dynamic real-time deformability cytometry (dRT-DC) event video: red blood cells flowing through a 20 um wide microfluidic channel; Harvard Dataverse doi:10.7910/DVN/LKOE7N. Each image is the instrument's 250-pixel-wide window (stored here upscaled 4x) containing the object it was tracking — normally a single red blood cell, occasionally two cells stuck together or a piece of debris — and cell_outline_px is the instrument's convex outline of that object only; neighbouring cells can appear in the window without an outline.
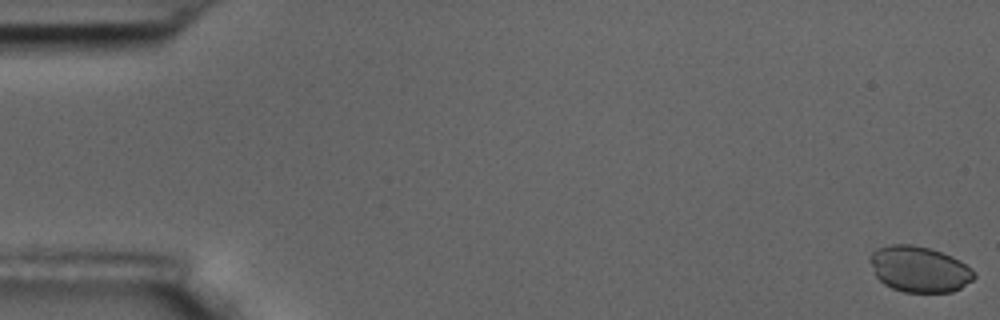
{"species": "common noctule bat (a hibernating species)", "species_latin": "Nyctalus noctula", "temperature_condition": "room temperature", "stored_images_in_passage": 57, "camera_frame_rate_fps": 3000, "um_per_image_px": 0.085, "animal": {"sex": "male", "body_mass_g": 17.5, "forearm_length_mm": 52.3}, "frame": {"image": 1, "passage_image": 1, "time_ms": 0.0, "image_size_px": [1000, 320], "cell_outline_px": [[976, 276], [972, 280], [960, 288], [952, 292], [904, 292], [892, 288], [884, 284], [876, 276], [868, 260], [868, 256], [876, 248], [892, 244], [912, 244], [928, 248], [952, 256], [960, 260], [972, 268], [976, 272]], "centroid_in_image_um": [78.13, 22.87], "position_along_channel_um": 6.9, "area_um2": 28.03}}
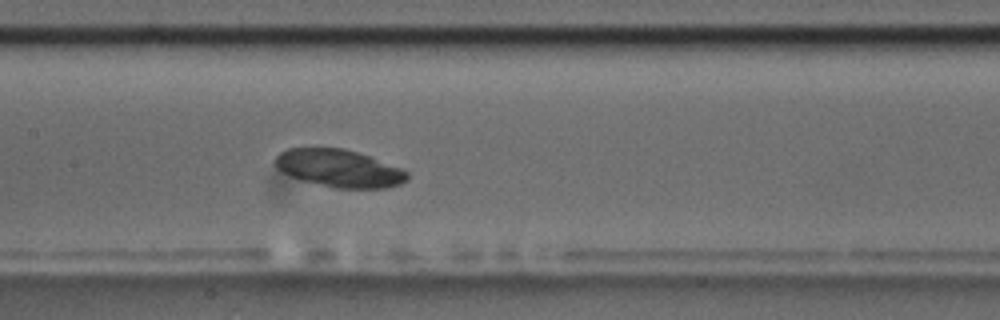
{"frame": {"image": 2, "passage_image": 28, "time_ms": 9.0, "image_size_px": [1000, 320], "cell_outline_px": [[408, 180], [400, 184], [388, 188], [336, 188], [300, 180], [280, 172], [276, 168], [276, 156], [280, 152], [288, 148], [344, 148], [404, 168], [408, 172]], "centroid_in_image_um": [28.84, 14.31], "position_along_channel_um": 178.6, "area_um2": 29.07}}
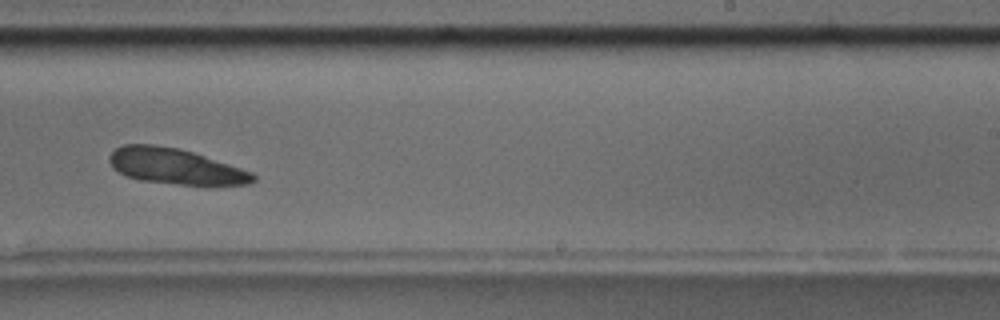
{"frame": {"image": 3, "passage_image": 36, "time_ms": 11.667, "image_size_px": [1000, 320], "cell_outline_px": [[256, 180], [248, 184], [208, 188], [204, 188], [140, 180], [128, 176], [112, 168], [108, 160], [108, 156], [116, 148], [124, 144], [152, 144], [180, 148], [252, 172], [256, 176]], "centroid_in_image_um": [14.96, 14.19], "position_along_channel_um": 274.0, "area_um2": 30.69}}